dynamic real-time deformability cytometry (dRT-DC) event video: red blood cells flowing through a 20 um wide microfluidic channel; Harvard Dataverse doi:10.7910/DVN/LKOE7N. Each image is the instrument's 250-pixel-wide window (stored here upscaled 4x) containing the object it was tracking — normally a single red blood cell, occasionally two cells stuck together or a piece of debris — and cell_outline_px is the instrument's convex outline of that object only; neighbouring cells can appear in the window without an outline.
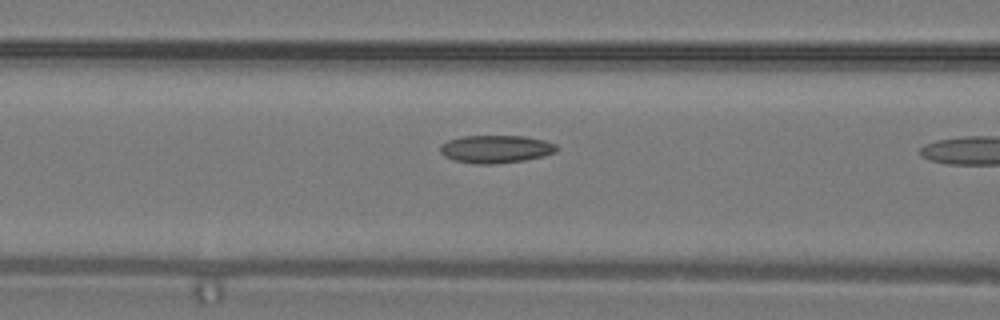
{"species": "common noctule bat (a hibernating species)", "species_latin": "Nyctalus noctula", "temperature_condition": "warm", "stored_images_in_passage": 11, "camera_frame_rate_fps": 3000, "um_per_image_px": 0.085, "animal": {"sex": "male", "body_mass_g": 19.2, "forearm_length_mm": 51.8}, "frame": {"image": 1, "passage_image": 10, "time_ms": 3.0, "image_size_px": [1000, 320], "cell_outline_px": [[560, 148], [556, 152], [544, 156], [524, 160], [492, 164], [476, 164], [452, 160], [444, 156], [440, 152], [440, 144], [448, 140], [460, 136], [524, 136], [544, 140], [556, 144]], "centroid_in_image_um": [42.14, 12.67], "position_along_channel_um": 124.5, "area_um2": 19.07}}